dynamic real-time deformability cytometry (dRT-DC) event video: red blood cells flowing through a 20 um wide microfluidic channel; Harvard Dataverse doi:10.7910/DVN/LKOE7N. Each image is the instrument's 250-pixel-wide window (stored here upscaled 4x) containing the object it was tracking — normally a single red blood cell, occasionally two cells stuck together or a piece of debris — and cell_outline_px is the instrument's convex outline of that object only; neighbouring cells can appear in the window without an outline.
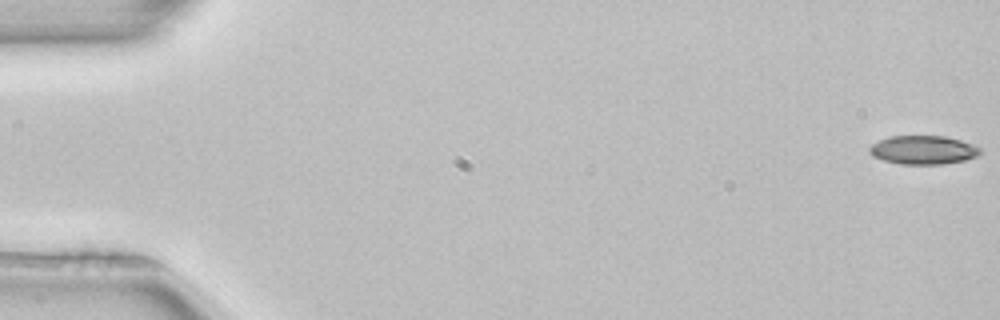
{"species": "common noctule bat (a hibernating species)", "species_latin": "Nyctalus noctula", "temperature_condition": "room temperature", "stored_images_in_passage": 52, "camera_frame_rate_fps": 3000, "um_per_image_px": 0.085, "animal": {"sex": "female", "body_mass_g": 22.7, "forearm_length_mm": 54.2}, "frame": {"image": 1, "passage_image": 1, "time_ms": 0.0, "image_size_px": [1000, 320], "cell_outline_px": [[980, 152], [976, 156], [964, 160], [940, 164], [900, 164], [884, 160], [872, 156], [868, 152], [868, 148], [872, 144], [880, 140], [892, 136], [944, 136], [960, 140], [972, 144], [980, 148]], "centroid_in_image_um": [78.43, 12.74], "position_along_channel_um": 6.6, "area_um2": 18.32}}
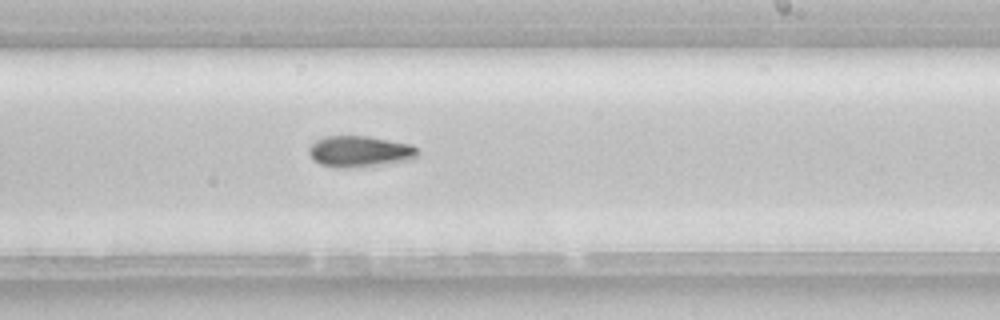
{"frame": {"image": 2, "passage_image": 32, "time_ms": 10.333, "image_size_px": [1000, 320], "cell_outline_px": [[420, 152], [412, 160], [344, 168], [340, 168], [320, 164], [312, 160], [308, 152], [308, 148], [316, 140], [324, 136], [368, 136], [412, 144]], "centroid_in_image_um": [30.56, 12.86], "position_along_channel_um": 258.4, "area_um2": 19.71}}